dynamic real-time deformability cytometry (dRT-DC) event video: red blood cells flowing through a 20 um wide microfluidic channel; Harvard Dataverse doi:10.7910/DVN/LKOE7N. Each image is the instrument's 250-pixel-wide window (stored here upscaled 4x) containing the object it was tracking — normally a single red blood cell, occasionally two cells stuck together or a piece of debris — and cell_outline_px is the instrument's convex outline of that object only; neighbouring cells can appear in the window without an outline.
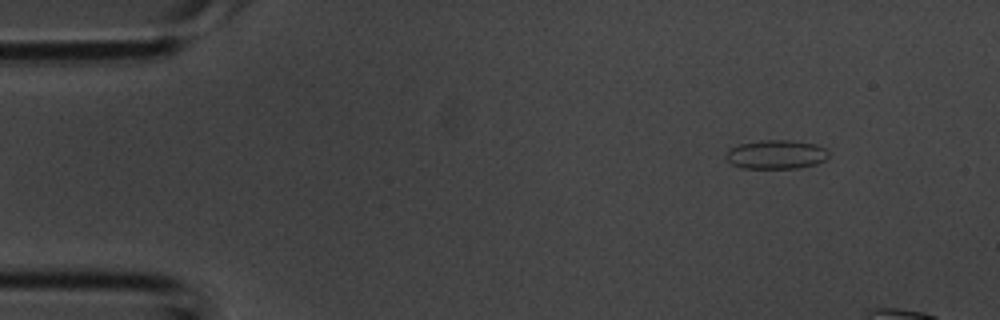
{"species": "common noctule bat (a hibernating species)", "species_latin": "Nyctalus noctula", "temperature_condition": "room temperature", "stored_images_in_passage": 3, "camera_frame_rate_fps": 3000, "um_per_image_px": 0.085, "animal": {"sex": "male", "body_mass_g": 20.1, "forearm_length_mm": 53.5}, "frame": {"image": 1, "passage_image": 1, "time_ms": 0.0, "image_size_px": [1000, 320], "cell_outline_px": [[828, 156], [824, 160], [816, 164], [800, 168], [740, 168], [732, 164], [724, 156], [724, 152], [728, 148], [740, 144], [760, 140], [788, 140], [816, 144], [824, 148], [828, 152]], "centroid_in_image_um": [65.92, 13.13], "position_along_channel_um": 19.1, "area_um2": 17.46}}